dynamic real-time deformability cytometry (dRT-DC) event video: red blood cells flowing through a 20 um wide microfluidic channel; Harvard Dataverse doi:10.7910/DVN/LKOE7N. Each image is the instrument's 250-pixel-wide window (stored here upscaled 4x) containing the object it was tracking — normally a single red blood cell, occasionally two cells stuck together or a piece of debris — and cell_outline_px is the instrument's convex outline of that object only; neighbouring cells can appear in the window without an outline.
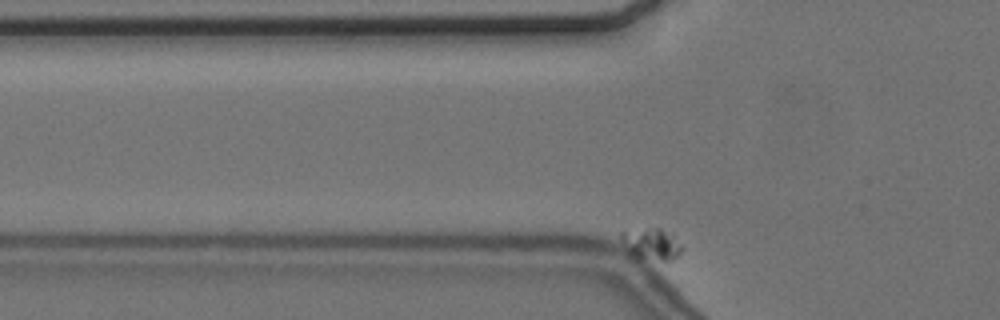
{"species": "common noctule bat (a hibernating species)", "species_latin": "Nyctalus noctula", "temperature_condition": "cold", "stored_images_in_passage": 51, "camera_frame_rate_fps": 3000, "um_per_image_px": 0.085, "animal": {"sex": "female", "body_mass_g": 24.6, "forearm_length_mm": 56.2}, "frame": {"image": 1, "passage_image": 2, "time_ms": 0.333, "image_size_px": [1000, 320], "cell_outline_px": [[684, 248], [672, 260], [636, 260], [620, 244], [620, 232], [644, 228], [660, 228], [672, 236]], "centroid_in_image_um": [55.27, 20.77], "position_along_channel_um": 70.5, "area_um2": 11.44}}
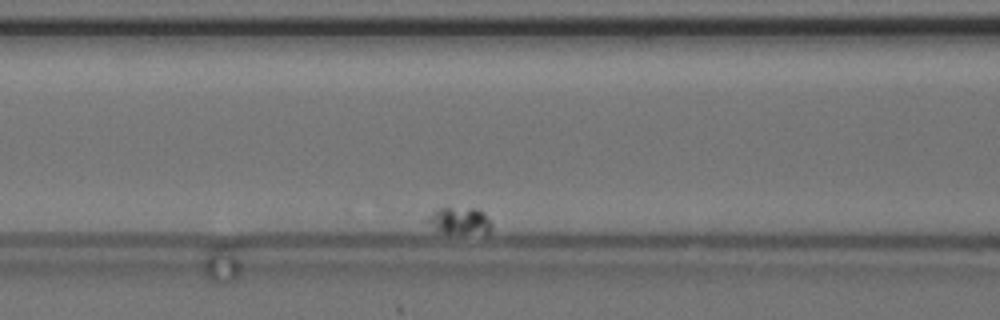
{"frame": {"image": 2, "passage_image": 12, "time_ms": 3.667, "image_size_px": [1000, 320], "cell_outline_px": [[492, 228], [488, 232], [444, 232], [436, 228], [424, 220], [432, 212], [444, 204], [476, 208], [484, 212], [492, 224]], "centroid_in_image_um": [39.04, 18.66], "position_along_channel_um": 127.6, "area_um2": 10.23}}
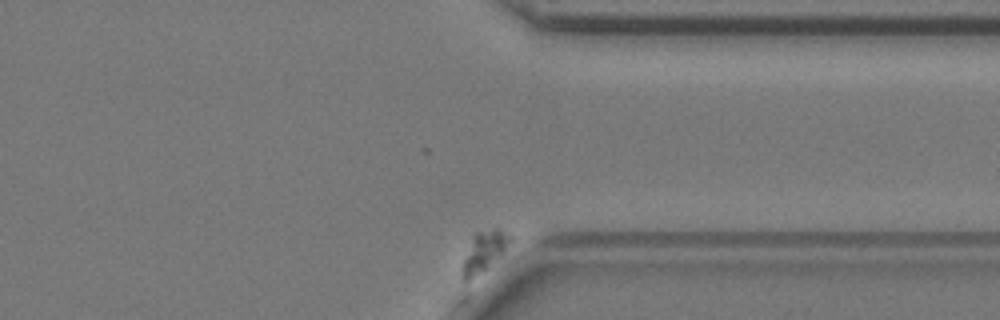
{"frame": {"image": 3, "passage_image": 51, "time_ms": 16.667, "image_size_px": [1000, 320], "cell_outline_px": [[512, 240], [504, 252], [488, 268], [464, 284], [460, 280], [460, 268], [472, 236], [476, 232], [492, 228], [500, 228], [512, 236]], "centroid_in_image_um": [41.1, 21.42], "position_along_channel_um": 370.3, "area_um2": 11.79}}